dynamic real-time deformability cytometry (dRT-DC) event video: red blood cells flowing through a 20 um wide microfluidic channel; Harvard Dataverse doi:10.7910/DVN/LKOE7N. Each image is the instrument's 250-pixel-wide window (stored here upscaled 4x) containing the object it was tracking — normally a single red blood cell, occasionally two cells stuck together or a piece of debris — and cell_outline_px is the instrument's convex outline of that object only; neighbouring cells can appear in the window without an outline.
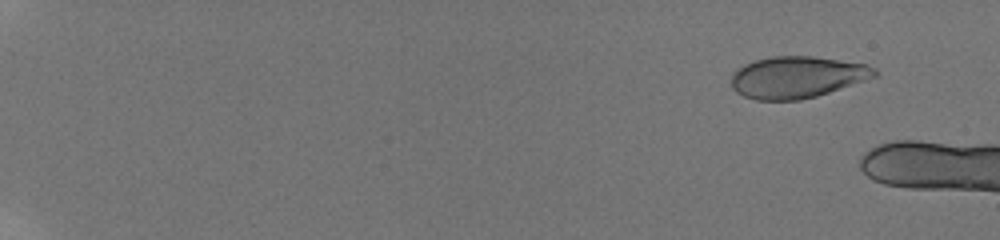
{"species": "human", "species_latin": "Homo sapiens", "temperature_condition": "room temperature", "stored_images_in_passage": 7, "camera_frame_rate_fps": 3000, "um_per_image_px": 0.085, "donor": {"sex": "male"}, "frame": {"image": 1, "passage_image": 4, "time_ms": 1.667, "image_size_px": [1000, 240], "cell_outline_px": [[880, 72], [876, 76], [816, 96], [800, 100], [756, 100], [744, 96], [736, 92], [732, 88], [732, 72], [744, 64], [756, 60], [772, 56], [812, 56], [864, 64], [876, 68]], "centroid_in_image_um": [67.72, 6.56], "position_along_channel_um": 17.3, "area_um2": 34.62}}